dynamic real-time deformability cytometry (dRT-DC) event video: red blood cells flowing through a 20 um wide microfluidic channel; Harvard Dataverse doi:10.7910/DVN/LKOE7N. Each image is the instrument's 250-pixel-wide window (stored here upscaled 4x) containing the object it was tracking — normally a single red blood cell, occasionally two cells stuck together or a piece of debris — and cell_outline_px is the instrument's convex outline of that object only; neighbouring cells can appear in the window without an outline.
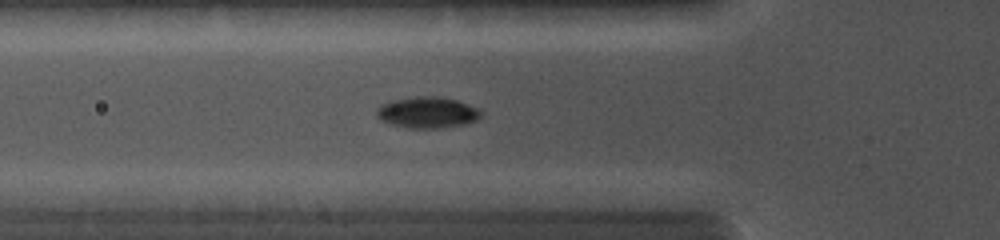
{"species": "common noctule bat (a hibernating species)", "species_latin": "Nyctalus noctula", "temperature_condition": "cold", "stored_images_in_passage": 8, "camera_frame_rate_fps": 5000, "um_per_image_px": 0.085, "animal": {"sex": "female", "body_mass_g": 19.0, "forearm_length_mm": 56.7}, "frame": {"image": 1, "passage_image": 8, "time_ms": 3.8, "image_size_px": [1000, 240], "cell_outline_px": [[484, 112], [476, 120], [464, 124], [440, 128], [408, 128], [388, 124], [380, 120], [376, 116], [376, 108], [380, 104], [392, 100], [416, 96], [440, 96], [456, 100], [480, 108]], "centroid_in_image_um": [36.3, 9.55], "position_along_channel_um": 89.5, "area_um2": 19.31}}